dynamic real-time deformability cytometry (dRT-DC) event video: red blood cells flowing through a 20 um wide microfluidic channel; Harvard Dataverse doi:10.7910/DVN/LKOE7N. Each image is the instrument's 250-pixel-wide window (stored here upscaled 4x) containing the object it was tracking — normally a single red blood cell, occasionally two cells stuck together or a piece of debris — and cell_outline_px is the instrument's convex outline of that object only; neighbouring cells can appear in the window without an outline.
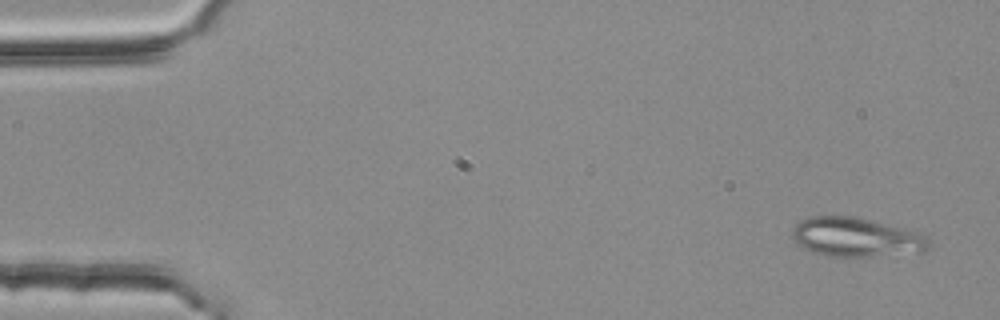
{"species": "common noctule bat (a hibernating species)", "species_latin": "Nyctalus noctula", "temperature_condition": "room temperature", "stored_images_in_passage": 4, "camera_frame_rate_fps": 3000, "um_per_image_px": 0.085, "animal": {"sex": "female", "body_mass_g": 25.1}, "frame": {"image": 1, "passage_image": 1, "time_ms": 0.0, "image_size_px": [1000, 320], "cell_outline_px": [[928, 248], [924, 252], [872, 256], [824, 256], [800, 248], [792, 240], [792, 228], [800, 220], [808, 216], [852, 216], [924, 232], [928, 236]], "centroid_in_image_um": [72.75, 20.16], "position_along_channel_um": 12.2, "area_um2": 31.73}}